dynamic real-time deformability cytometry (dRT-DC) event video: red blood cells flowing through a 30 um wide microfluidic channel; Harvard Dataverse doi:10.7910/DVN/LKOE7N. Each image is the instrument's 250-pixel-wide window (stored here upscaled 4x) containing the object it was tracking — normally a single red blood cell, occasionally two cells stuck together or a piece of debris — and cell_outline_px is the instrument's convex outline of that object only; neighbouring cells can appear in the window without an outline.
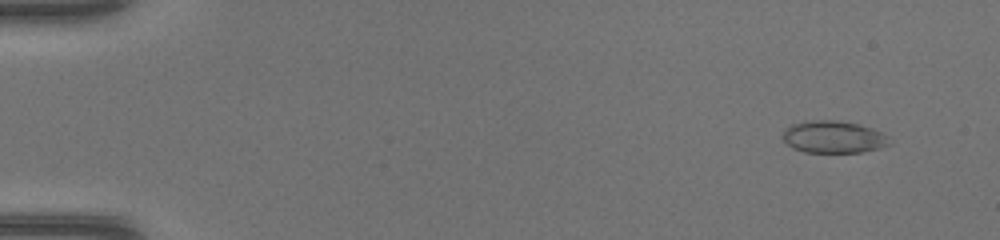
{"species": "common noctule bat (a hibernating species)", "species_latin": "Nyctalus noctula", "temperature_condition": "warm", "stored_images_in_passage": 49, "camera_frame_rate_fps": 3000, "um_per_image_px": 0.085, "animal": {"sex": "female", "body_mass_g": 17.0, "forearm_length_mm": 48.0}, "frame": {"image": 1, "passage_image": 5, "time_ms": 1.333, "image_size_px": [1000, 240], "cell_outline_px": [[888, 144], [880, 148], [860, 152], [804, 152], [792, 148], [784, 140], [784, 132], [792, 124], [812, 120], [832, 120], [856, 124], [872, 128], [880, 132], [884, 136]], "centroid_in_image_um": [70.8, 11.65], "position_along_channel_um": 14.2, "area_um2": 19.42}}
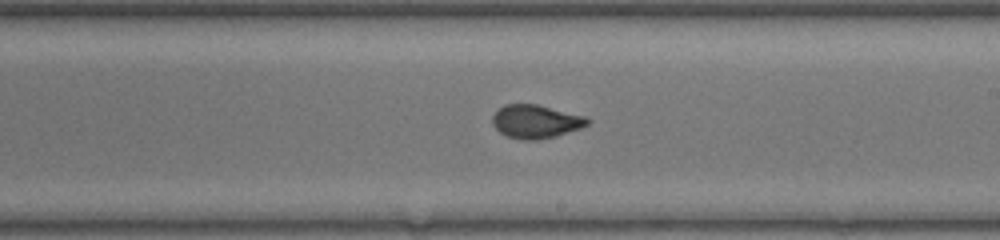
{"frame": {"image": 2, "passage_image": 30, "time_ms": 9.667, "image_size_px": [1000, 240], "cell_outline_px": [[592, 120], [588, 124], [580, 128], [556, 136], [536, 140], [520, 140], [508, 136], [500, 132], [492, 124], [492, 116], [504, 104], [536, 104], [584, 116]], "centroid_in_image_um": [45.53, 10.33], "position_along_channel_um": 243.5, "area_um2": 18.38}}
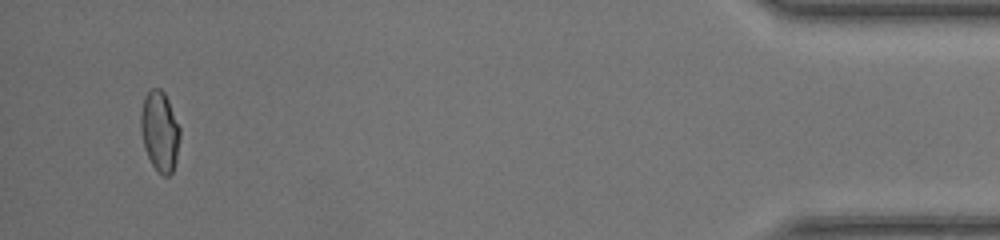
{"frame": {"image": 3, "passage_image": 47, "time_ms": 15.333, "image_size_px": [1000, 240], "cell_outline_px": [[180, 136], [176, 160], [172, 172], [168, 176], [164, 176], [152, 164], [144, 148], [140, 128], [140, 112], [144, 96], [152, 88], [160, 88], [164, 92], [168, 100], [180, 128]], "centroid_in_image_um": [13.57, 11.13], "position_along_channel_um": 421.6, "area_um2": 18.26}}